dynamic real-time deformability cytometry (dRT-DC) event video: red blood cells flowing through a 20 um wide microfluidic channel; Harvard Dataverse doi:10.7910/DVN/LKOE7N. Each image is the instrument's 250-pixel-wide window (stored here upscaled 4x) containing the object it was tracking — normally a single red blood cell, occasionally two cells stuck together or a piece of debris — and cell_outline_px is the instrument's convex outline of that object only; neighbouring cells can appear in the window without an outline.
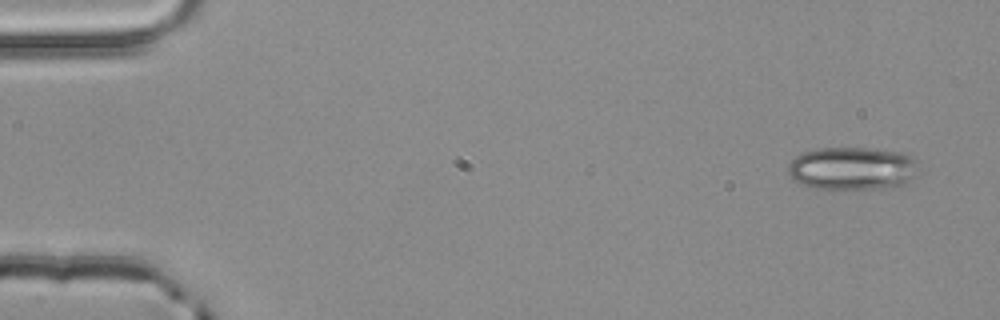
{"species": "common noctule bat (a hibernating species)", "species_latin": "Nyctalus noctula", "temperature_condition": "room temperature", "stored_images_in_passage": 3, "camera_frame_rate_fps": 3000, "um_per_image_px": 0.085, "animal": {"sex": "male", "body_mass_g": 20.4}, "frame": {"image": 1, "passage_image": 1, "time_ms": 0.0, "image_size_px": [1000, 320], "cell_outline_px": [[916, 160], [912, 176], [908, 180], [900, 184], [884, 188], [832, 192], [800, 184], [792, 180], [788, 176], [788, 164], [796, 156], [804, 152], [816, 148], [868, 148], [904, 152], [912, 156]], "centroid_in_image_um": [72.34, 14.34], "position_along_channel_um": 12.7, "area_um2": 33.29}}